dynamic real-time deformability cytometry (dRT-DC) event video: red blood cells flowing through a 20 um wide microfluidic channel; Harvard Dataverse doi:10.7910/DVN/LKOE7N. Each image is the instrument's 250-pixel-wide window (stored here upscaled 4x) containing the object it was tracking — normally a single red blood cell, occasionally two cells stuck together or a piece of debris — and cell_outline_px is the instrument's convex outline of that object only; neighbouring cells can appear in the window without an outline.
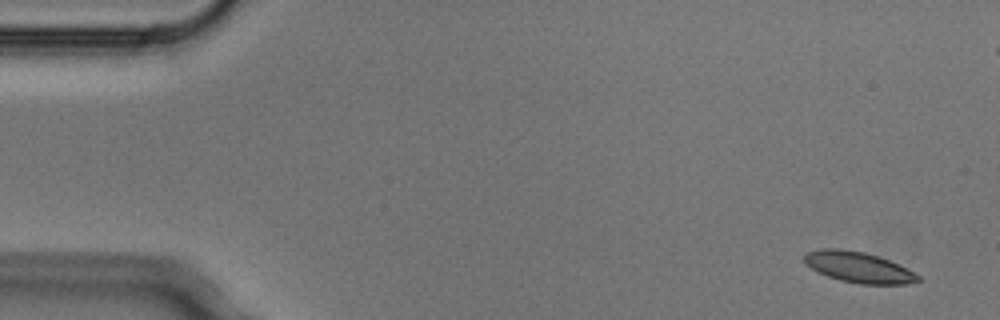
{"species": "Egyptian fruit bat (a non-hibernating species)", "species_latin": "Rousettus aegyptiacus", "temperature_condition": "cold", "stored_images_in_passage": 8, "camera_frame_rate_fps": 3000, "um_per_image_px": 0.085, "animal": {"sex": "male"}, "frame": {"image": 1, "passage_image": 1, "time_ms": 0.0, "image_size_px": [1000, 320], "cell_outline_px": [[920, 280], [904, 284], [860, 284], [840, 280], [828, 276], [804, 264], [804, 256], [808, 252], [824, 248], [840, 248], [864, 252], [888, 260], [920, 276]], "centroid_in_image_um": [72.93, 22.71], "position_along_channel_um": 12.1, "area_um2": 19.94}}
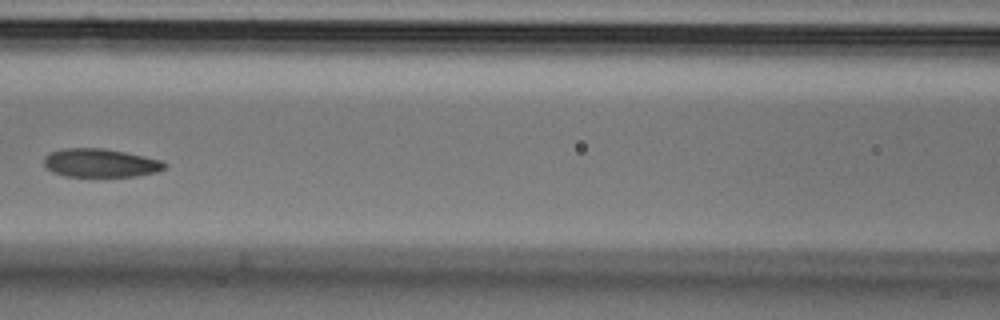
{"frame": {"image": 2, "passage_image": 7, "time_ms": 2.0, "image_size_px": [1000, 320], "cell_outline_px": [[168, 164], [164, 168], [156, 172], [136, 176], [64, 176], [52, 172], [44, 168], [44, 156], [48, 152], [64, 148], [104, 148], [124, 152], [160, 160]], "centroid_in_image_um": [8.46, 13.85], "position_along_channel_um": 158.1, "area_um2": 20.06}}
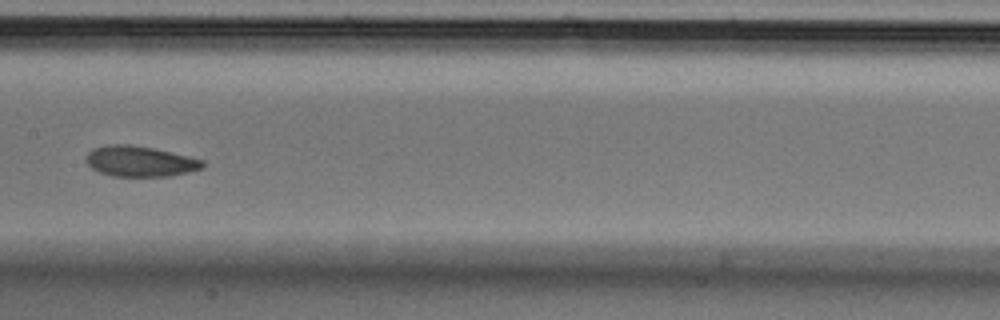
{"frame": {"image": 3, "passage_image": 8, "time_ms": 2.333, "image_size_px": [1000, 320], "cell_outline_px": [[204, 164], [200, 168], [188, 172], [168, 176], [112, 176], [100, 172], [92, 168], [84, 160], [84, 156], [92, 148], [104, 144], [128, 144], [152, 148], [204, 160]], "centroid_in_image_um": [11.81, 13.7], "position_along_channel_um": 195.6, "area_um2": 20.69}}